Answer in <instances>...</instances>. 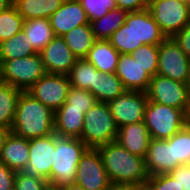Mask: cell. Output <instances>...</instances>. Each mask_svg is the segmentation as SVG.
<instances>
[{"mask_svg": "<svg viewBox=\"0 0 190 190\" xmlns=\"http://www.w3.org/2000/svg\"><path fill=\"white\" fill-rule=\"evenodd\" d=\"M159 44H143L130 53L131 57L152 77L158 70Z\"/></svg>", "mask_w": 190, "mask_h": 190, "instance_id": "33", "label": "cell"}, {"mask_svg": "<svg viewBox=\"0 0 190 190\" xmlns=\"http://www.w3.org/2000/svg\"><path fill=\"white\" fill-rule=\"evenodd\" d=\"M89 21L101 18L116 6L115 0H79Z\"/></svg>", "mask_w": 190, "mask_h": 190, "instance_id": "36", "label": "cell"}, {"mask_svg": "<svg viewBox=\"0 0 190 190\" xmlns=\"http://www.w3.org/2000/svg\"><path fill=\"white\" fill-rule=\"evenodd\" d=\"M21 92L0 81V126L11 129Z\"/></svg>", "mask_w": 190, "mask_h": 190, "instance_id": "29", "label": "cell"}, {"mask_svg": "<svg viewBox=\"0 0 190 190\" xmlns=\"http://www.w3.org/2000/svg\"><path fill=\"white\" fill-rule=\"evenodd\" d=\"M184 114H185L186 126H190V92H189L187 106H186V109L184 111Z\"/></svg>", "mask_w": 190, "mask_h": 190, "instance_id": "46", "label": "cell"}, {"mask_svg": "<svg viewBox=\"0 0 190 190\" xmlns=\"http://www.w3.org/2000/svg\"><path fill=\"white\" fill-rule=\"evenodd\" d=\"M108 40L120 54L135 51L134 12H128L125 23Z\"/></svg>", "mask_w": 190, "mask_h": 190, "instance_id": "30", "label": "cell"}, {"mask_svg": "<svg viewBox=\"0 0 190 190\" xmlns=\"http://www.w3.org/2000/svg\"><path fill=\"white\" fill-rule=\"evenodd\" d=\"M186 165H189V166H190V154L188 155V159H187Z\"/></svg>", "mask_w": 190, "mask_h": 190, "instance_id": "49", "label": "cell"}, {"mask_svg": "<svg viewBox=\"0 0 190 190\" xmlns=\"http://www.w3.org/2000/svg\"><path fill=\"white\" fill-rule=\"evenodd\" d=\"M29 160V139L13 132L7 136L0 151V162L14 171H22Z\"/></svg>", "mask_w": 190, "mask_h": 190, "instance_id": "19", "label": "cell"}, {"mask_svg": "<svg viewBox=\"0 0 190 190\" xmlns=\"http://www.w3.org/2000/svg\"><path fill=\"white\" fill-rule=\"evenodd\" d=\"M147 183L153 190H183L169 173L149 176Z\"/></svg>", "mask_w": 190, "mask_h": 190, "instance_id": "38", "label": "cell"}, {"mask_svg": "<svg viewBox=\"0 0 190 190\" xmlns=\"http://www.w3.org/2000/svg\"><path fill=\"white\" fill-rule=\"evenodd\" d=\"M108 190H134V185L111 183Z\"/></svg>", "mask_w": 190, "mask_h": 190, "instance_id": "44", "label": "cell"}, {"mask_svg": "<svg viewBox=\"0 0 190 190\" xmlns=\"http://www.w3.org/2000/svg\"><path fill=\"white\" fill-rule=\"evenodd\" d=\"M115 74L127 91L147 92L152 76L130 54H120Z\"/></svg>", "mask_w": 190, "mask_h": 190, "instance_id": "17", "label": "cell"}, {"mask_svg": "<svg viewBox=\"0 0 190 190\" xmlns=\"http://www.w3.org/2000/svg\"><path fill=\"white\" fill-rule=\"evenodd\" d=\"M116 141L131 154L145 158L151 136L144 122H138L118 128Z\"/></svg>", "mask_w": 190, "mask_h": 190, "instance_id": "18", "label": "cell"}, {"mask_svg": "<svg viewBox=\"0 0 190 190\" xmlns=\"http://www.w3.org/2000/svg\"><path fill=\"white\" fill-rule=\"evenodd\" d=\"M25 19L14 5L0 12V43L23 30Z\"/></svg>", "mask_w": 190, "mask_h": 190, "instance_id": "32", "label": "cell"}, {"mask_svg": "<svg viewBox=\"0 0 190 190\" xmlns=\"http://www.w3.org/2000/svg\"><path fill=\"white\" fill-rule=\"evenodd\" d=\"M118 127L106 102H98L84 114V126L80 139L88 147L96 149L117 139Z\"/></svg>", "mask_w": 190, "mask_h": 190, "instance_id": "4", "label": "cell"}, {"mask_svg": "<svg viewBox=\"0 0 190 190\" xmlns=\"http://www.w3.org/2000/svg\"><path fill=\"white\" fill-rule=\"evenodd\" d=\"M83 126L82 110L68 109V105L64 103L55 112V134L57 136L80 138Z\"/></svg>", "mask_w": 190, "mask_h": 190, "instance_id": "21", "label": "cell"}, {"mask_svg": "<svg viewBox=\"0 0 190 190\" xmlns=\"http://www.w3.org/2000/svg\"><path fill=\"white\" fill-rule=\"evenodd\" d=\"M59 189L60 190H85L80 184H77L76 182L60 187Z\"/></svg>", "mask_w": 190, "mask_h": 190, "instance_id": "45", "label": "cell"}, {"mask_svg": "<svg viewBox=\"0 0 190 190\" xmlns=\"http://www.w3.org/2000/svg\"><path fill=\"white\" fill-rule=\"evenodd\" d=\"M88 149L80 138L61 137L55 134L51 187L60 188L75 182L77 165Z\"/></svg>", "mask_w": 190, "mask_h": 190, "instance_id": "3", "label": "cell"}, {"mask_svg": "<svg viewBox=\"0 0 190 190\" xmlns=\"http://www.w3.org/2000/svg\"><path fill=\"white\" fill-rule=\"evenodd\" d=\"M190 73V59L172 37L159 44L158 70L160 76L187 84Z\"/></svg>", "mask_w": 190, "mask_h": 190, "instance_id": "8", "label": "cell"}, {"mask_svg": "<svg viewBox=\"0 0 190 190\" xmlns=\"http://www.w3.org/2000/svg\"><path fill=\"white\" fill-rule=\"evenodd\" d=\"M181 50L190 59V21L172 37Z\"/></svg>", "mask_w": 190, "mask_h": 190, "instance_id": "41", "label": "cell"}, {"mask_svg": "<svg viewBox=\"0 0 190 190\" xmlns=\"http://www.w3.org/2000/svg\"><path fill=\"white\" fill-rule=\"evenodd\" d=\"M37 53L23 30L0 43V61L28 57Z\"/></svg>", "mask_w": 190, "mask_h": 190, "instance_id": "28", "label": "cell"}, {"mask_svg": "<svg viewBox=\"0 0 190 190\" xmlns=\"http://www.w3.org/2000/svg\"><path fill=\"white\" fill-rule=\"evenodd\" d=\"M134 190H153L152 187L146 182L143 184L134 185Z\"/></svg>", "mask_w": 190, "mask_h": 190, "instance_id": "48", "label": "cell"}, {"mask_svg": "<svg viewBox=\"0 0 190 190\" xmlns=\"http://www.w3.org/2000/svg\"><path fill=\"white\" fill-rule=\"evenodd\" d=\"M135 50L143 44H160L167 37L148 9L134 12Z\"/></svg>", "mask_w": 190, "mask_h": 190, "instance_id": "20", "label": "cell"}, {"mask_svg": "<svg viewBox=\"0 0 190 190\" xmlns=\"http://www.w3.org/2000/svg\"><path fill=\"white\" fill-rule=\"evenodd\" d=\"M17 190H48L51 186L48 180L16 172L15 186Z\"/></svg>", "mask_w": 190, "mask_h": 190, "instance_id": "37", "label": "cell"}, {"mask_svg": "<svg viewBox=\"0 0 190 190\" xmlns=\"http://www.w3.org/2000/svg\"><path fill=\"white\" fill-rule=\"evenodd\" d=\"M16 171L0 162V190H12L15 186Z\"/></svg>", "mask_w": 190, "mask_h": 190, "instance_id": "40", "label": "cell"}, {"mask_svg": "<svg viewBox=\"0 0 190 190\" xmlns=\"http://www.w3.org/2000/svg\"><path fill=\"white\" fill-rule=\"evenodd\" d=\"M187 84L189 85V88H190V73H189V78H188Z\"/></svg>", "mask_w": 190, "mask_h": 190, "instance_id": "52", "label": "cell"}, {"mask_svg": "<svg viewBox=\"0 0 190 190\" xmlns=\"http://www.w3.org/2000/svg\"><path fill=\"white\" fill-rule=\"evenodd\" d=\"M111 183L143 184L149 175L145 167V158L131 154L117 141L96 148Z\"/></svg>", "mask_w": 190, "mask_h": 190, "instance_id": "1", "label": "cell"}, {"mask_svg": "<svg viewBox=\"0 0 190 190\" xmlns=\"http://www.w3.org/2000/svg\"><path fill=\"white\" fill-rule=\"evenodd\" d=\"M150 0H115L116 7L127 12H137L148 9Z\"/></svg>", "mask_w": 190, "mask_h": 190, "instance_id": "42", "label": "cell"}, {"mask_svg": "<svg viewBox=\"0 0 190 190\" xmlns=\"http://www.w3.org/2000/svg\"><path fill=\"white\" fill-rule=\"evenodd\" d=\"M127 14V11L115 6L101 18L90 21L95 38L108 40L125 23Z\"/></svg>", "mask_w": 190, "mask_h": 190, "instance_id": "26", "label": "cell"}, {"mask_svg": "<svg viewBox=\"0 0 190 190\" xmlns=\"http://www.w3.org/2000/svg\"><path fill=\"white\" fill-rule=\"evenodd\" d=\"M62 38L77 59H85L97 40L90 23L73 28Z\"/></svg>", "mask_w": 190, "mask_h": 190, "instance_id": "24", "label": "cell"}, {"mask_svg": "<svg viewBox=\"0 0 190 190\" xmlns=\"http://www.w3.org/2000/svg\"><path fill=\"white\" fill-rule=\"evenodd\" d=\"M169 174L178 181L183 190H190V166L186 164L179 165Z\"/></svg>", "mask_w": 190, "mask_h": 190, "instance_id": "39", "label": "cell"}, {"mask_svg": "<svg viewBox=\"0 0 190 190\" xmlns=\"http://www.w3.org/2000/svg\"><path fill=\"white\" fill-rule=\"evenodd\" d=\"M185 1L188 4L189 10H190V0H185Z\"/></svg>", "mask_w": 190, "mask_h": 190, "instance_id": "51", "label": "cell"}, {"mask_svg": "<svg viewBox=\"0 0 190 190\" xmlns=\"http://www.w3.org/2000/svg\"><path fill=\"white\" fill-rule=\"evenodd\" d=\"M47 74L67 75L77 58L62 37L55 36L40 52Z\"/></svg>", "mask_w": 190, "mask_h": 190, "instance_id": "14", "label": "cell"}, {"mask_svg": "<svg viewBox=\"0 0 190 190\" xmlns=\"http://www.w3.org/2000/svg\"><path fill=\"white\" fill-rule=\"evenodd\" d=\"M10 132H11L10 128L0 126V151L5 143L7 136L10 134Z\"/></svg>", "mask_w": 190, "mask_h": 190, "instance_id": "43", "label": "cell"}, {"mask_svg": "<svg viewBox=\"0 0 190 190\" xmlns=\"http://www.w3.org/2000/svg\"><path fill=\"white\" fill-rule=\"evenodd\" d=\"M148 10L167 38L180 32L190 21L185 0H150Z\"/></svg>", "mask_w": 190, "mask_h": 190, "instance_id": "7", "label": "cell"}, {"mask_svg": "<svg viewBox=\"0 0 190 190\" xmlns=\"http://www.w3.org/2000/svg\"><path fill=\"white\" fill-rule=\"evenodd\" d=\"M120 53L109 40H96L86 60L102 73H115Z\"/></svg>", "mask_w": 190, "mask_h": 190, "instance_id": "22", "label": "cell"}, {"mask_svg": "<svg viewBox=\"0 0 190 190\" xmlns=\"http://www.w3.org/2000/svg\"><path fill=\"white\" fill-rule=\"evenodd\" d=\"M23 32L38 53L55 37L50 20L46 18L25 20Z\"/></svg>", "mask_w": 190, "mask_h": 190, "instance_id": "27", "label": "cell"}, {"mask_svg": "<svg viewBox=\"0 0 190 190\" xmlns=\"http://www.w3.org/2000/svg\"><path fill=\"white\" fill-rule=\"evenodd\" d=\"M190 88L188 84L156 74L147 90L148 101L178 109H186Z\"/></svg>", "mask_w": 190, "mask_h": 190, "instance_id": "11", "label": "cell"}, {"mask_svg": "<svg viewBox=\"0 0 190 190\" xmlns=\"http://www.w3.org/2000/svg\"><path fill=\"white\" fill-rule=\"evenodd\" d=\"M96 72L97 69L86 59H77L67 76L72 87L91 92Z\"/></svg>", "mask_w": 190, "mask_h": 190, "instance_id": "31", "label": "cell"}, {"mask_svg": "<svg viewBox=\"0 0 190 190\" xmlns=\"http://www.w3.org/2000/svg\"><path fill=\"white\" fill-rule=\"evenodd\" d=\"M13 5V0H0V12Z\"/></svg>", "mask_w": 190, "mask_h": 190, "instance_id": "47", "label": "cell"}, {"mask_svg": "<svg viewBox=\"0 0 190 190\" xmlns=\"http://www.w3.org/2000/svg\"><path fill=\"white\" fill-rule=\"evenodd\" d=\"M49 20L57 37L64 36L73 28L90 23L79 0H65L62 6L50 16Z\"/></svg>", "mask_w": 190, "mask_h": 190, "instance_id": "16", "label": "cell"}, {"mask_svg": "<svg viewBox=\"0 0 190 190\" xmlns=\"http://www.w3.org/2000/svg\"><path fill=\"white\" fill-rule=\"evenodd\" d=\"M178 166V163L174 160L173 136L166 140L151 139L145 157V167L148 175L169 173Z\"/></svg>", "mask_w": 190, "mask_h": 190, "instance_id": "15", "label": "cell"}, {"mask_svg": "<svg viewBox=\"0 0 190 190\" xmlns=\"http://www.w3.org/2000/svg\"><path fill=\"white\" fill-rule=\"evenodd\" d=\"M70 88L67 75L46 73L27 92L55 113L65 103Z\"/></svg>", "mask_w": 190, "mask_h": 190, "instance_id": "9", "label": "cell"}, {"mask_svg": "<svg viewBox=\"0 0 190 190\" xmlns=\"http://www.w3.org/2000/svg\"><path fill=\"white\" fill-rule=\"evenodd\" d=\"M65 0H13L17 12L25 19L46 18L55 13Z\"/></svg>", "mask_w": 190, "mask_h": 190, "instance_id": "23", "label": "cell"}, {"mask_svg": "<svg viewBox=\"0 0 190 190\" xmlns=\"http://www.w3.org/2000/svg\"><path fill=\"white\" fill-rule=\"evenodd\" d=\"M173 153L178 165L187 163L190 154V126H185L173 135Z\"/></svg>", "mask_w": 190, "mask_h": 190, "instance_id": "35", "label": "cell"}, {"mask_svg": "<svg viewBox=\"0 0 190 190\" xmlns=\"http://www.w3.org/2000/svg\"><path fill=\"white\" fill-rule=\"evenodd\" d=\"M127 91L122 81L115 73H102L97 70L94 80V89L91 93L96 97L98 102L108 103L117 96Z\"/></svg>", "mask_w": 190, "mask_h": 190, "instance_id": "25", "label": "cell"}, {"mask_svg": "<svg viewBox=\"0 0 190 190\" xmlns=\"http://www.w3.org/2000/svg\"><path fill=\"white\" fill-rule=\"evenodd\" d=\"M85 190H108L111 181L97 149L89 148L77 165L76 180Z\"/></svg>", "mask_w": 190, "mask_h": 190, "instance_id": "13", "label": "cell"}, {"mask_svg": "<svg viewBox=\"0 0 190 190\" xmlns=\"http://www.w3.org/2000/svg\"><path fill=\"white\" fill-rule=\"evenodd\" d=\"M11 132L25 139L54 134L55 113L27 91H22L17 103Z\"/></svg>", "mask_w": 190, "mask_h": 190, "instance_id": "2", "label": "cell"}, {"mask_svg": "<svg viewBox=\"0 0 190 190\" xmlns=\"http://www.w3.org/2000/svg\"><path fill=\"white\" fill-rule=\"evenodd\" d=\"M147 104V93L139 91H125L108 102L111 115L118 128L127 124L143 122Z\"/></svg>", "mask_w": 190, "mask_h": 190, "instance_id": "10", "label": "cell"}, {"mask_svg": "<svg viewBox=\"0 0 190 190\" xmlns=\"http://www.w3.org/2000/svg\"><path fill=\"white\" fill-rule=\"evenodd\" d=\"M54 153L55 133L29 139V160L22 172L36 178H44L51 186V166Z\"/></svg>", "mask_w": 190, "mask_h": 190, "instance_id": "12", "label": "cell"}, {"mask_svg": "<svg viewBox=\"0 0 190 190\" xmlns=\"http://www.w3.org/2000/svg\"><path fill=\"white\" fill-rule=\"evenodd\" d=\"M46 74L40 53L0 61V81L21 91H27Z\"/></svg>", "mask_w": 190, "mask_h": 190, "instance_id": "5", "label": "cell"}, {"mask_svg": "<svg viewBox=\"0 0 190 190\" xmlns=\"http://www.w3.org/2000/svg\"><path fill=\"white\" fill-rule=\"evenodd\" d=\"M48 190H60L59 188L50 187Z\"/></svg>", "mask_w": 190, "mask_h": 190, "instance_id": "50", "label": "cell"}, {"mask_svg": "<svg viewBox=\"0 0 190 190\" xmlns=\"http://www.w3.org/2000/svg\"><path fill=\"white\" fill-rule=\"evenodd\" d=\"M183 109L148 101L145 109L144 124L151 139H170L186 126Z\"/></svg>", "mask_w": 190, "mask_h": 190, "instance_id": "6", "label": "cell"}, {"mask_svg": "<svg viewBox=\"0 0 190 190\" xmlns=\"http://www.w3.org/2000/svg\"><path fill=\"white\" fill-rule=\"evenodd\" d=\"M97 103L96 97L88 90L78 89L71 86L66 97L65 104L68 109L82 110L85 114Z\"/></svg>", "mask_w": 190, "mask_h": 190, "instance_id": "34", "label": "cell"}]
</instances>
